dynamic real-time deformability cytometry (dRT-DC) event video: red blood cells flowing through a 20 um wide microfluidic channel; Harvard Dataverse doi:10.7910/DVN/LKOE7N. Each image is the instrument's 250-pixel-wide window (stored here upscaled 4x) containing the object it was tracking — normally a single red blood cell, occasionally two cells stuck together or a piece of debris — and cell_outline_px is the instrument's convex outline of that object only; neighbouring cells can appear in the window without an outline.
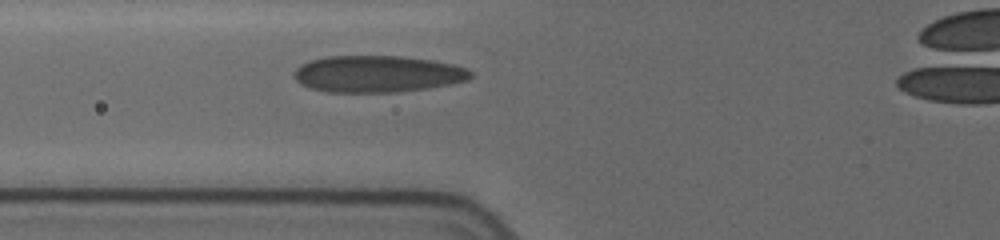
{"species": "human", "species_latin": "Homo sapiens", "temperature_condition": "cold", "stored_images_in_passage": 4, "camera_frame_rate_fps": 3000, "um_per_image_px": 0.085, "donor": {"sex": "female"}, "frame": {"image": 1, "passage_image": 4, "time_ms": 1.667, "image_size_px": [1000, 240], "cell_outline_px": [[472, 76], [468, 80], [428, 88], [396, 92], [332, 92], [312, 88], [296, 80], [296, 68], [300, 64], [308, 60], [324, 56], [400, 56], [432, 60], [452, 64], [468, 68], [472, 72]], "centroid_in_image_um": [32.11, 6.27], "position_along_channel_um": 93.7, "area_um2": 37.63}}